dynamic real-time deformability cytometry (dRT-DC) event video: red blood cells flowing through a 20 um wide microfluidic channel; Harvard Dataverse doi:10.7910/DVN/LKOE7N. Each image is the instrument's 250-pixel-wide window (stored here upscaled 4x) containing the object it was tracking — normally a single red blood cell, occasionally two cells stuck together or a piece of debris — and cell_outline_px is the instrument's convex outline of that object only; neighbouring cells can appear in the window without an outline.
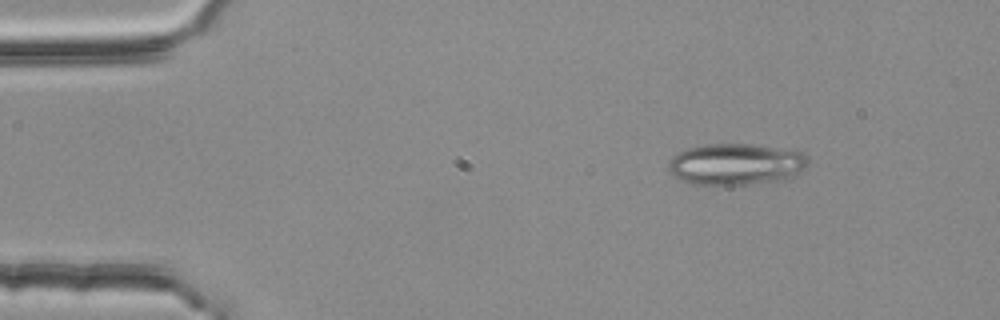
{"species": "common noctule bat (a hibernating species)", "species_latin": "Nyctalus noctula", "temperature_condition": "room temperature", "stored_images_in_passage": 2, "camera_frame_rate_fps": 3000, "um_per_image_px": 0.085, "animal": {"sex": "female", "body_mass_g": 25.1}, "frame": {"image": 1, "passage_image": 1, "time_ms": 0.0, "image_size_px": [1000, 320], "cell_outline_px": [[808, 164], [804, 168], [792, 176], [780, 180], [748, 184], [692, 184], [680, 180], [672, 176], [668, 168], [668, 160], [676, 152], [688, 148], [708, 144], [752, 144], [796, 148], [808, 156]], "centroid_in_image_um": [62.56, 13.93], "position_along_channel_um": 22.4, "area_um2": 34.22}}